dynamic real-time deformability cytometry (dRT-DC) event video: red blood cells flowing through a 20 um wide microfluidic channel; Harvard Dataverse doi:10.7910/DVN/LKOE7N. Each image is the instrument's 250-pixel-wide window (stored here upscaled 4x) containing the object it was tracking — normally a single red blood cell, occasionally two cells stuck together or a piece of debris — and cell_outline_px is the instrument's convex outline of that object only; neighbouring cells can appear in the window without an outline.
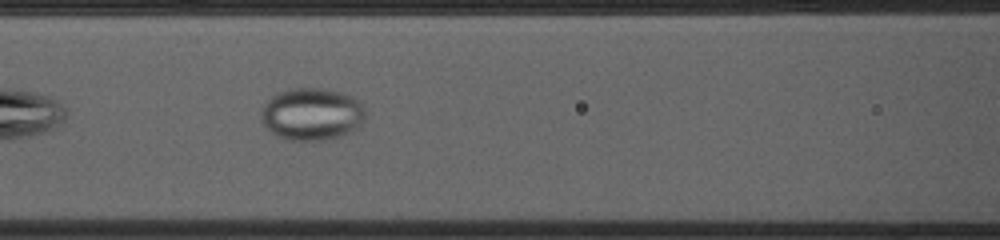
{"species": "common noctule bat (a hibernating species)", "species_latin": "Nyctalus noctula", "temperature_condition": "cold", "stored_images_in_passage": 33, "camera_frame_rate_fps": 3000, "um_per_image_px": 0.085, "animal": {"sex": "female", "body_mass_g": 23.0, "forearm_length_mm": 53.4}, "frame": {"image": 1, "passage_image": 6, "time_ms": 1.667, "image_size_px": [1000, 240], "cell_outline_px": [[364, 120], [352, 132], [332, 140], [292, 140], [280, 136], [272, 132], [264, 124], [260, 116], [260, 112], [264, 104], [276, 92], [288, 88], [324, 88], [340, 92], [352, 96], [360, 100], [364, 108]], "centroid_in_image_um": [26.52, 9.68], "position_along_channel_um": 140.1, "area_um2": 32.08}}
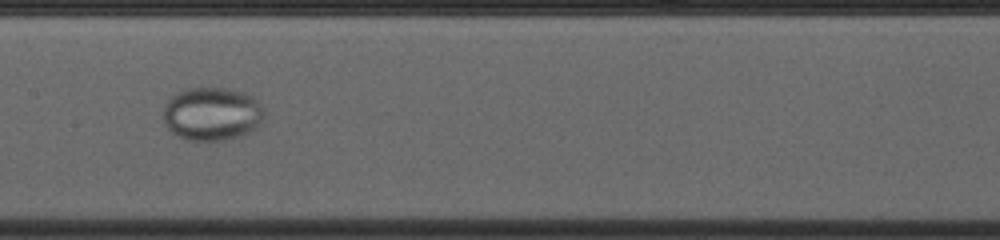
{"frame": {"image": 2, "passage_image": 10, "time_ms": 3.0, "image_size_px": [1000, 240], "cell_outline_px": [[264, 116], [256, 128], [240, 136], [228, 140], [188, 140], [172, 132], [168, 128], [164, 120], [164, 108], [168, 100], [176, 92], [188, 88], [224, 88], [244, 92], [252, 96], [260, 104], [264, 112]], "centroid_in_image_um": [18.02, 9.67], "position_along_channel_um": 189.4, "area_um2": 31.21}}
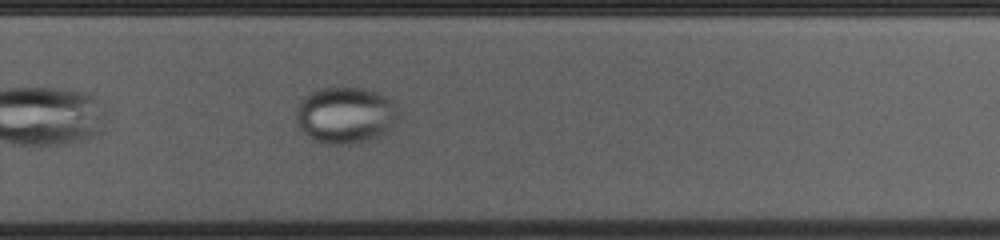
{"frame": {"image": 3, "passage_image": 19, "time_ms": 6.0, "image_size_px": [1000, 240], "cell_outline_px": [[400, 112], [396, 124], [388, 136], [356, 144], [328, 144], [316, 140], [308, 136], [304, 132], [296, 116], [296, 108], [304, 96], [308, 92], [320, 88], [360, 88], [376, 92], [388, 96]], "centroid_in_image_um": [29.45, 9.81], "position_along_channel_um": 300.3, "area_um2": 34.33}}